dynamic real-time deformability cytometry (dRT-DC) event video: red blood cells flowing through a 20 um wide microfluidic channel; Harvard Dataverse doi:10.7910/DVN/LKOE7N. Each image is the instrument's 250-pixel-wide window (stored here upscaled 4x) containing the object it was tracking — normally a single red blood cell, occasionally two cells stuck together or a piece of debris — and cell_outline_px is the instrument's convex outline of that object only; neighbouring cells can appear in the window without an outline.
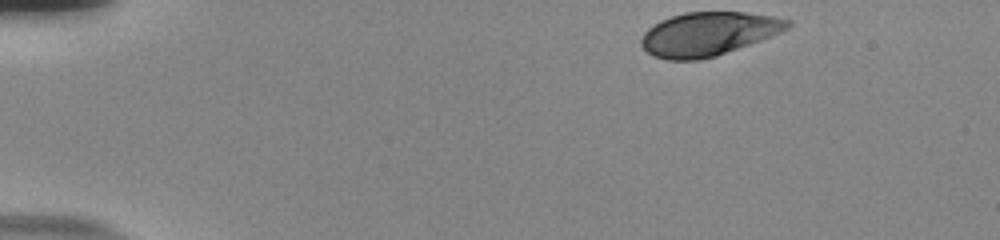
{"species": "human", "species_latin": "Homo sapiens", "temperature_condition": "room temperature", "stored_images_in_passage": 43, "camera_frame_rate_fps": 3000, "um_per_image_px": 0.085, "donor": {"sex": "male"}, "frame": {"image": 1, "passage_image": 1, "time_ms": 0.0, "image_size_px": [1000, 240], "cell_outline_px": [[792, 24], [788, 28], [780, 32], [716, 56], [700, 60], [668, 60], [652, 56], [640, 44], [640, 40], [644, 32], [648, 28], [660, 20], [684, 12], [744, 12], [772, 16], [792, 20]], "centroid_in_image_um": [60.17, 2.88], "position_along_channel_um": 24.8, "area_um2": 37.05}}
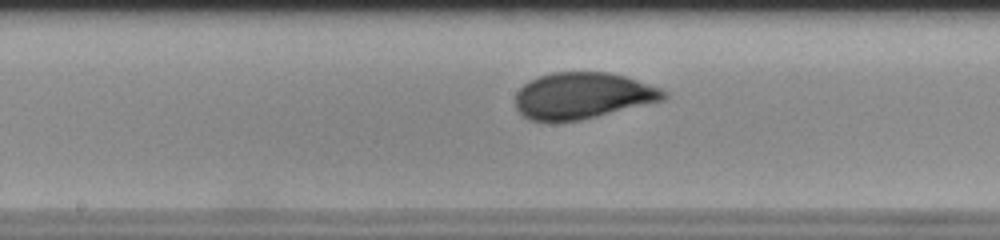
{"frame": {"image": 2, "passage_image": 23, "time_ms": 7.333, "image_size_px": [1000, 240], "cell_outline_px": [[668, 96], [664, 100], [580, 120], [528, 120], [516, 108], [516, 92], [524, 84], [540, 76], [552, 72], [608, 72], [624, 76], [660, 88], [668, 92]], "centroid_in_image_um": [49.54, 8.12], "position_along_channel_um": 198.7, "area_um2": 39.59}}
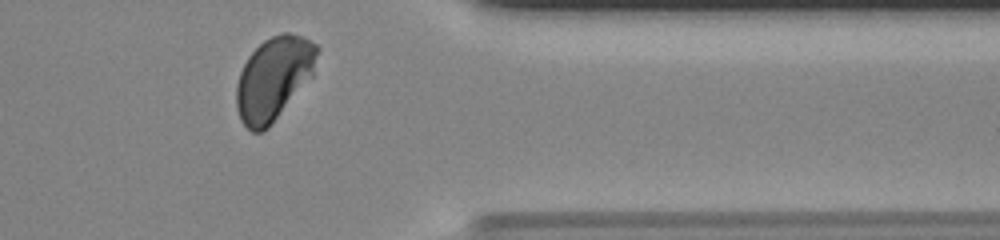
{"frame": {"image": 3, "passage_image": 39, "time_ms": 12.667, "image_size_px": [1000, 240], "cell_outline_px": [[320, 48], [312, 76], [268, 128], [264, 132], [252, 132], [240, 120], [236, 108], [236, 84], [240, 72], [248, 56], [264, 40], [272, 36], [284, 32], [288, 32], [300, 36], [316, 44]], "centroid_in_image_um": [23.25, 6.67], "position_along_channel_um": 388.2, "area_um2": 38.96}, "authors_computed_cell_mechanics": {"area_um2": 39.304, "velocity_mm_per_s": 3.7316, "shape_relaxation_time_tau1_ms": 4.0218, "shape_relaxation_time_tau2_ms": null, "deformation_change_tau1": 0.1323, "deformation_change_tau2": null}}